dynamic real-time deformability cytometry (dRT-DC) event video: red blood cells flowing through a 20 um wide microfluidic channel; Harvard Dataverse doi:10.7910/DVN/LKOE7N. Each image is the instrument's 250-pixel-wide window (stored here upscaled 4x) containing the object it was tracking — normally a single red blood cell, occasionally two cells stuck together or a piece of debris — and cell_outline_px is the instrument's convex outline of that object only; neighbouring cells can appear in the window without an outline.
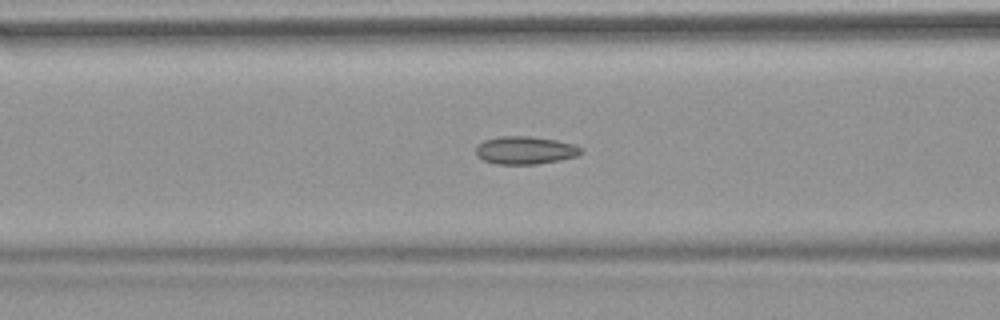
{"species": "common noctule bat (a hibernating species)", "species_latin": "Nyctalus noctula", "temperature_condition": "warm", "stored_images_in_passage": 48, "camera_frame_rate_fps": 3000, "um_per_image_px": 0.085, "animal": {"sex": "female", "body_mass_g": 18.4}, "frame": {"image": 1, "passage_image": 16, "time_ms": 5.0, "image_size_px": [1000, 320], "cell_outline_px": [[584, 152], [576, 156], [560, 160], [536, 164], [496, 164], [484, 160], [476, 156], [476, 144], [484, 140], [500, 136], [532, 136], [556, 140], [572, 144], [584, 148]], "centroid_in_image_um": [44.63, 12.77], "position_along_channel_um": 122.0, "area_um2": 17.22}}
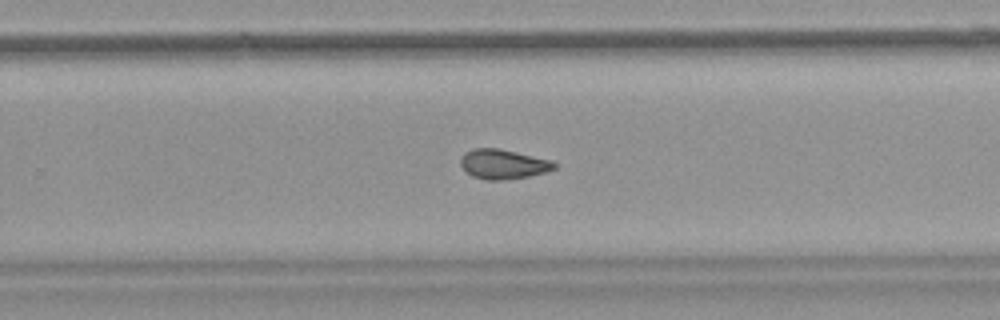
{"frame": {"image": 2, "passage_image": 29, "time_ms": 9.333, "image_size_px": [1000, 320], "cell_outline_px": [[556, 168], [544, 172], [528, 176], [500, 180], [488, 180], [472, 176], [460, 164], [460, 156], [464, 152], [472, 148], [500, 148], [552, 160], [556, 164]], "centroid_in_image_um": [42.75, 13.93], "position_along_channel_um": 287.1, "area_um2": 16.18}}
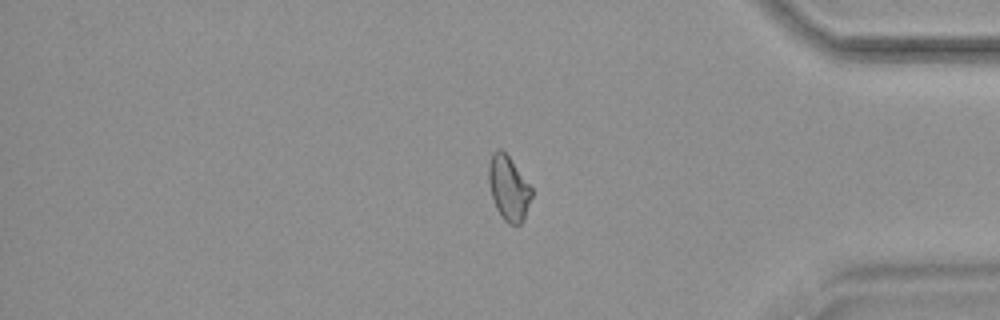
{"frame": {"image": 3, "passage_image": 39, "time_ms": 12.667, "image_size_px": [1000, 320], "cell_outline_px": [[532, 196], [524, 220], [520, 224], [508, 224], [500, 216], [496, 208], [488, 184], [488, 164], [492, 152], [496, 148], [500, 148], [508, 156], [532, 188]], "centroid_in_image_um": [43.21, 15.99], "position_along_channel_um": 392.0, "area_um2": 16.24}, "authors_computed_cell_mechanics": {"area_um2": 16.7042, "velocity_mm_per_s": 3.8205, "shape_relaxation_time_tau1_ms": null, "shape_relaxation_time_tau2_ms": 1.7184, "deformation_change_tau1": null, "deformation_change_tau2": 0.0677}}